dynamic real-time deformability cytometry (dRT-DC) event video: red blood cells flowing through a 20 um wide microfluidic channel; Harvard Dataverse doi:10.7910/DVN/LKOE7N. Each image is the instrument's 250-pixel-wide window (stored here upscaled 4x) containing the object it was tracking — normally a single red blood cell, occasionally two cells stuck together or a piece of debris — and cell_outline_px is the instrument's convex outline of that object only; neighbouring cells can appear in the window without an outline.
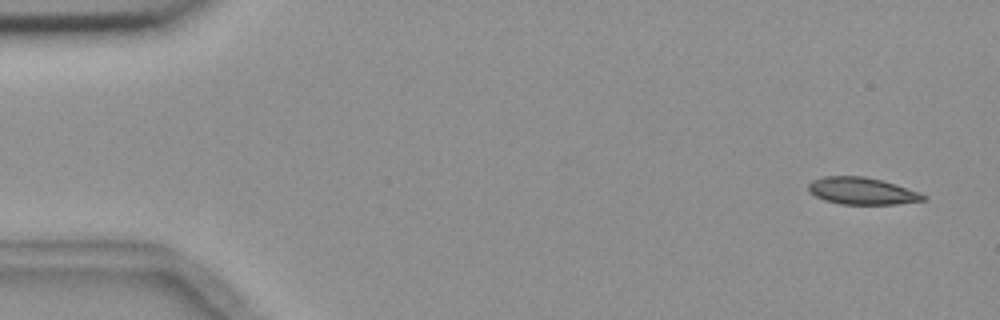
{"species": "common noctule bat (a hibernating species)", "species_latin": "Nyctalus noctula", "temperature_condition": "room temperature", "stored_images_in_passage": 5, "camera_frame_rate_fps": 3000, "um_per_image_px": 0.085, "animal": {"sex": "female", "body_mass_g": 18.4}, "frame": {"image": 1, "passage_image": 1, "time_ms": 0.0, "image_size_px": [1000, 320], "cell_outline_px": [[928, 196], [924, 200], [896, 204], [840, 204], [824, 200], [808, 192], [808, 184], [812, 180], [824, 176], [864, 176], [884, 180], [920, 192]], "centroid_in_image_um": [73.27, 16.22], "position_along_channel_um": 11.7, "area_um2": 18.26}}